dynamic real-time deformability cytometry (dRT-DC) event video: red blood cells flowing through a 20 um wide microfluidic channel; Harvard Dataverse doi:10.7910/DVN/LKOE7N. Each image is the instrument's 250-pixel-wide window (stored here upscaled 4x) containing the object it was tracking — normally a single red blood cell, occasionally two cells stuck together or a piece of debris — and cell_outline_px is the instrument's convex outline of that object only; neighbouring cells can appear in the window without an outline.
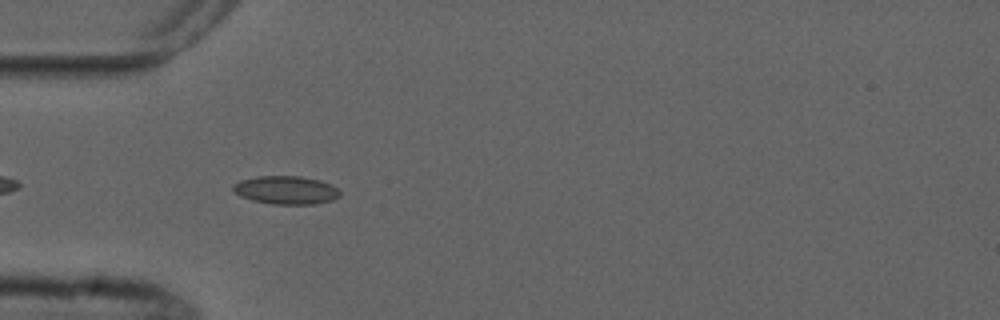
{"species": "common noctule bat (a hibernating species)", "species_latin": "Nyctalus noctula", "temperature_condition": "cold", "stored_images_in_passage": 4, "camera_frame_rate_fps": 3000, "um_per_image_px": 0.085, "animal": {"sex": "male", "forearm_length_mm": 52.5}, "frame": {"image": 1, "passage_image": 3, "time_ms": 4.667, "image_size_px": [1000, 320], "cell_outline_px": [[340, 196], [332, 200], [316, 204], [272, 204], [252, 200], [240, 196], [232, 188], [232, 184], [240, 180], [256, 176], [300, 176], [320, 180], [332, 184], [340, 192]], "centroid_in_image_um": [24.31, 16.15], "position_along_channel_um": 60.7, "area_um2": 17.69}}
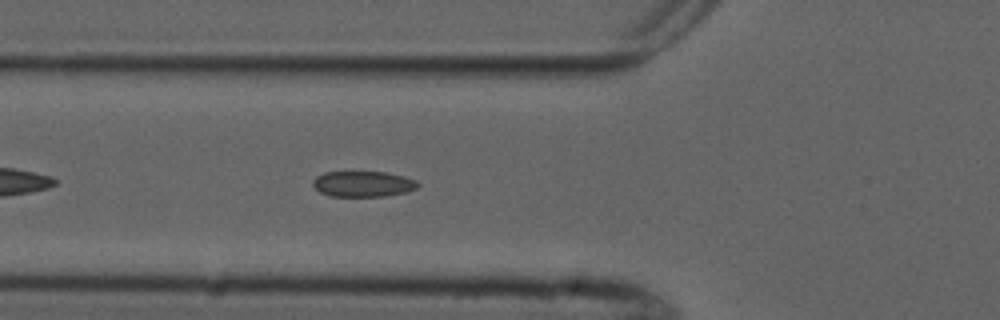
{"frame": {"image": 2, "passage_image": 4, "time_ms": 5.667, "image_size_px": [1000, 320], "cell_outline_px": [[420, 184], [416, 188], [408, 192], [384, 196], [332, 196], [320, 192], [312, 184], [312, 180], [316, 176], [324, 172], [384, 172], [404, 176], [416, 180]], "centroid_in_image_um": [30.87, 15.63], "position_along_channel_um": 94.9, "area_um2": 15.72}}